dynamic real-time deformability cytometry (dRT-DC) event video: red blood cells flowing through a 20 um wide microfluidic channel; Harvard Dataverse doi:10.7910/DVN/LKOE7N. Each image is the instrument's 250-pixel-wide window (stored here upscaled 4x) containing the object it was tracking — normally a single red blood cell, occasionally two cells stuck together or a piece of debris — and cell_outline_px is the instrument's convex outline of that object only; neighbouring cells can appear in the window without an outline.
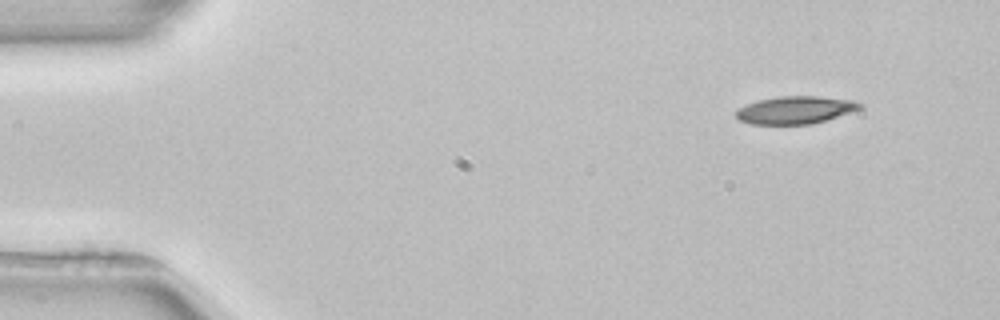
{"species": "common noctule bat (a hibernating species)", "species_latin": "Nyctalus noctula", "temperature_condition": "room temperature", "stored_images_in_passage": 48, "camera_frame_rate_fps": 3000, "um_per_image_px": 0.085, "animal": {"sex": "female", "body_mass_g": 22.7, "forearm_length_mm": 54.2}, "frame": {"image": 1, "passage_image": 1, "time_ms": 0.0, "image_size_px": [1000, 320], "cell_outline_px": [[864, 108], [812, 124], [752, 124], [740, 120], [736, 116], [736, 108], [756, 100], [780, 96], [820, 96], [852, 100], [864, 104]], "centroid_in_image_um": [67.61, 9.34], "position_along_channel_um": 17.4, "area_um2": 20.06}}
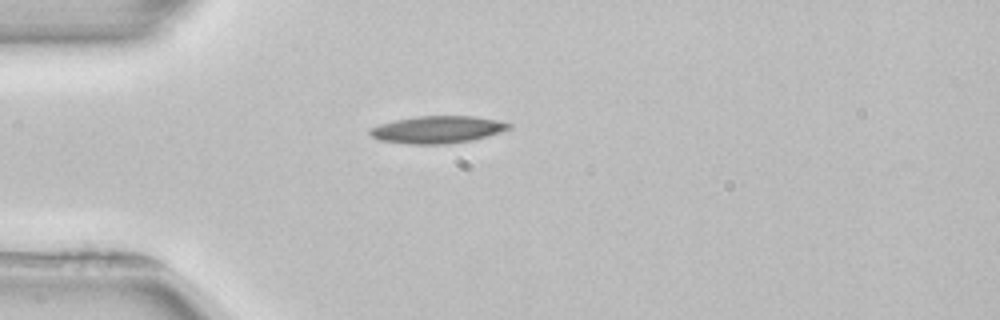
{"frame": {"image": 2, "passage_image": 10, "time_ms": 3.0, "image_size_px": [1000, 320], "cell_outline_px": [[512, 128], [488, 136], [472, 140], [448, 144], [408, 144], [380, 140], [372, 136], [368, 132], [368, 128], [392, 120], [416, 116], [472, 116], [496, 120], [512, 124]], "centroid_in_image_um": [37.16, 11.01], "position_along_channel_um": 47.8, "area_um2": 22.2}}
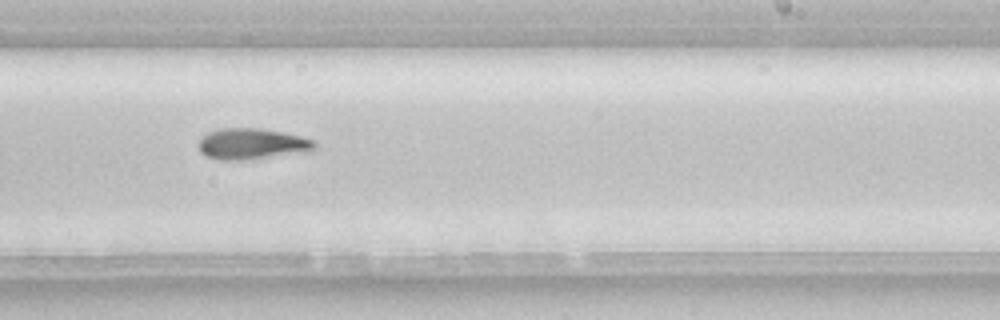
{"frame": {"image": 3, "passage_image": 28, "time_ms": 9.0, "image_size_px": [1000, 320], "cell_outline_px": [[316, 152], [244, 160], [216, 160], [204, 156], [200, 152], [196, 144], [208, 132], [220, 128], [260, 128], [300, 136], [316, 140]], "centroid_in_image_um": [21.45, 12.25], "position_along_channel_um": 267.5, "area_um2": 21.62}, "authors_computed_cell_mechanics": {"area_um2": 20.7213, "velocity_mm_per_s": 3.9267, "shape_relaxation_time_tau1_ms": 4.0819, "shape_relaxation_time_tau2_ms": null, "deformation_change_tau1": 0.1582, "deformation_change_tau2": null}}